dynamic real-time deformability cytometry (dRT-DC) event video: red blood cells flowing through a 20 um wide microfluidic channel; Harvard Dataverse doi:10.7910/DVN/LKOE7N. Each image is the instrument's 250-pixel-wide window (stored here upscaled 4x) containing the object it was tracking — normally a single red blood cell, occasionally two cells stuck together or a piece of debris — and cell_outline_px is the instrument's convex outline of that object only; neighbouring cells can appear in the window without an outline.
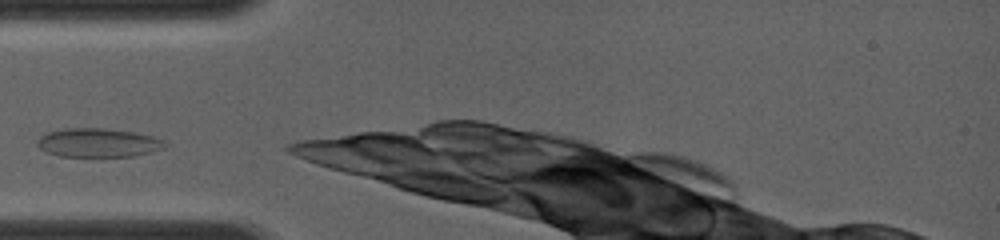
{"species": "common noctule bat (a hibernating species)", "species_latin": "Nyctalus noctula", "temperature_condition": "room temperature", "stored_images_in_passage": 2, "camera_frame_rate_fps": 4000, "um_per_image_px": 0.085, "animal": {"sex": "female", "body_mass_g": 19.0, "forearm_length_mm": 56.7}, "frame": {"image": 1, "passage_image": 1, "time_ms": 0.0, "image_size_px": [1000, 240], "cell_outline_px": [[164, 148], [132, 156], [60, 156], [48, 152], [40, 148], [40, 140], [48, 132], [68, 128], [100, 128], [132, 132], [152, 136], [160, 140]], "centroid_in_image_um": [8.33, 12.13], "position_along_channel_um": 76.7, "area_um2": 20.52}}